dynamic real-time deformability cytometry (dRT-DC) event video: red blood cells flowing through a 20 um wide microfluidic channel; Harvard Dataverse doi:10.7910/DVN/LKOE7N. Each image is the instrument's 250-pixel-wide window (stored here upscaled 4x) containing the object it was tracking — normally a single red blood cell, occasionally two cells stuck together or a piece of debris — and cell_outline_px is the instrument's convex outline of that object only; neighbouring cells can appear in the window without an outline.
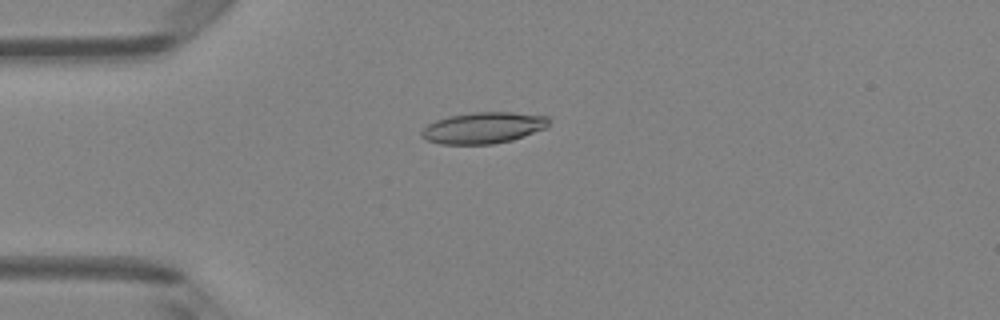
{"species": "Egyptian fruit bat (a non-hibernating species)", "species_latin": "Rousettus aegyptiacus", "temperature_condition": "room temperature", "stored_images_in_passage": 5, "camera_frame_rate_fps": 3000, "um_per_image_px": 0.085, "animal": {"sex": "female"}, "frame": {"image": 1, "passage_image": 3, "time_ms": 3.0, "image_size_px": [1000, 320], "cell_outline_px": [[548, 128], [512, 140], [492, 144], [440, 144], [428, 140], [420, 136], [420, 132], [428, 124], [436, 120], [448, 116], [472, 112], [512, 112], [548, 116]], "centroid_in_image_um": [41.09, 10.86], "position_along_channel_um": 43.9, "area_um2": 23.29}}
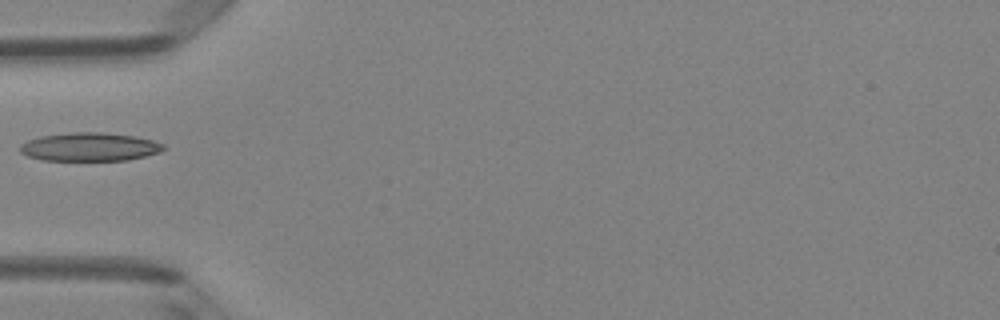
{"frame": {"image": 2, "passage_image": 4, "time_ms": 4.333, "image_size_px": [1000, 320], "cell_outline_px": [[164, 148], [160, 152], [128, 160], [40, 160], [28, 156], [20, 152], [20, 144], [28, 140], [40, 136], [72, 132], [100, 132], [132, 136], [152, 140], [164, 144]], "centroid_in_image_um": [7.58, 12.48], "position_along_channel_um": 77.4, "area_um2": 23.64}}
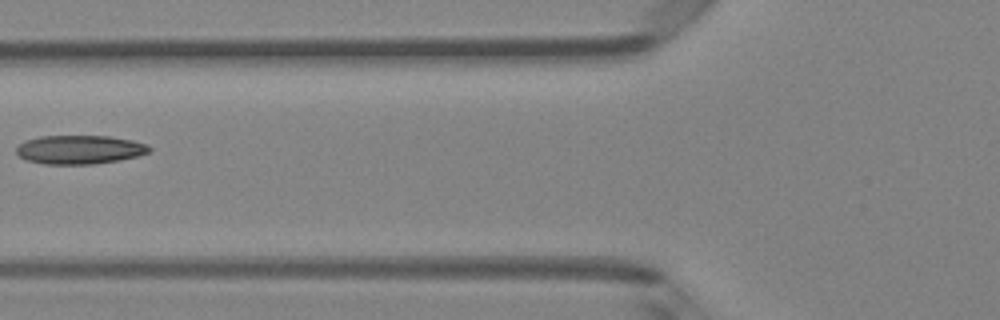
{"frame": {"image": 3, "passage_image": 5, "time_ms": 5.333, "image_size_px": [1000, 320], "cell_outline_px": [[152, 152], [120, 160], [92, 164], [44, 164], [28, 160], [20, 156], [16, 152], [16, 148], [24, 140], [40, 136], [108, 136], [132, 140], [148, 144], [152, 148]], "centroid_in_image_um": [6.8, 12.71], "position_along_channel_um": 119.0, "area_um2": 22.37}}